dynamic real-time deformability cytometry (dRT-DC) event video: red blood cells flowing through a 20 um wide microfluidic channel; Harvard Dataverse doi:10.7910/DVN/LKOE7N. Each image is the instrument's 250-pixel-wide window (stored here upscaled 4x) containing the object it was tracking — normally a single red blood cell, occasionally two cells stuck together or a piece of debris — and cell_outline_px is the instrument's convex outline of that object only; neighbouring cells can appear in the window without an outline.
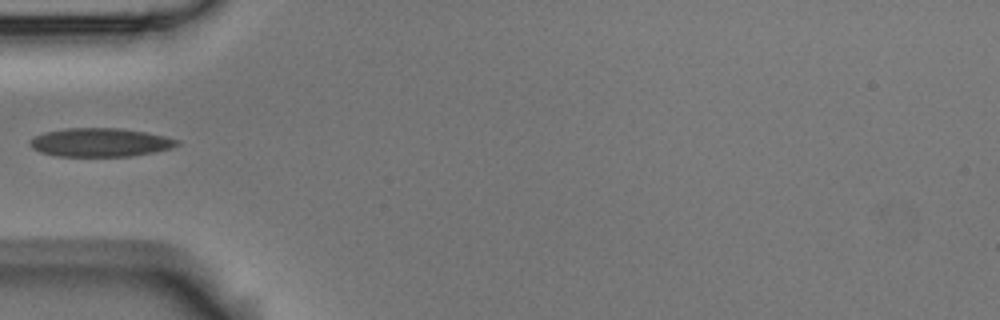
{"species": "Egyptian fruit bat (a non-hibernating species)", "species_latin": "Rousettus aegyptiacus", "temperature_condition": "room temperature", "stored_images_in_passage": 4, "camera_frame_rate_fps": 3000, "um_per_image_px": 0.085, "animal": {"sex": "male"}, "frame": {"image": 1, "passage_image": 4, "time_ms": 1.0, "image_size_px": [1000, 320], "cell_outline_px": [[180, 144], [168, 148], [152, 152], [132, 156], [56, 156], [40, 152], [32, 148], [28, 144], [28, 140], [44, 132], [64, 128], [120, 128], [148, 132], [180, 140]], "centroid_in_image_um": [8.48, 12.1], "position_along_channel_um": 76.5, "area_um2": 24.57}}